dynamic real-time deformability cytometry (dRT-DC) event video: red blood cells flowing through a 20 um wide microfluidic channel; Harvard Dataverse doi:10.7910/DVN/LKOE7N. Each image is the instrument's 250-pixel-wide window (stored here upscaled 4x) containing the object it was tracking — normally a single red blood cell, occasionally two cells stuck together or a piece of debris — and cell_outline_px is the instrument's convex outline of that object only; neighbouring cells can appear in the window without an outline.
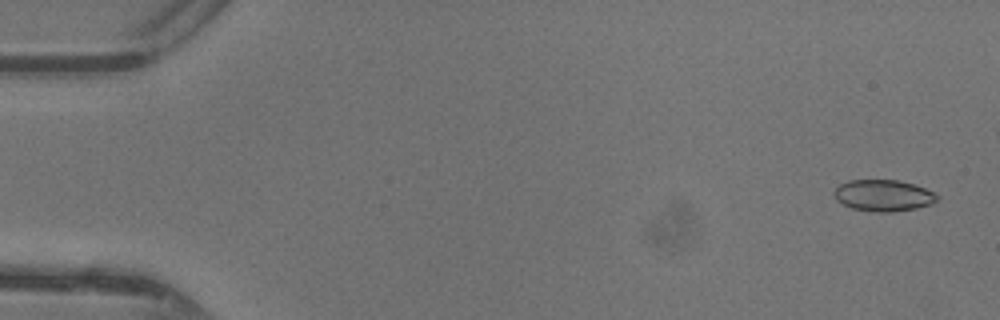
{"species": "common noctule bat (a hibernating species)", "species_latin": "Nyctalus noctula", "temperature_condition": "warm", "stored_images_in_passage": 44, "camera_frame_rate_fps": 3000, "um_per_image_px": 0.085, "animal": {"sex": "female"}, "frame": {"image": 1, "passage_image": 2, "time_ms": 0.333, "image_size_px": [1000, 320], "cell_outline_px": [[940, 196], [932, 204], [916, 208], [892, 212], [876, 212], [852, 208], [836, 200], [832, 192], [840, 184], [848, 180], [900, 180], [924, 188]], "centroid_in_image_um": [75.07, 16.61], "position_along_channel_um": 9.9, "area_um2": 18.84}}
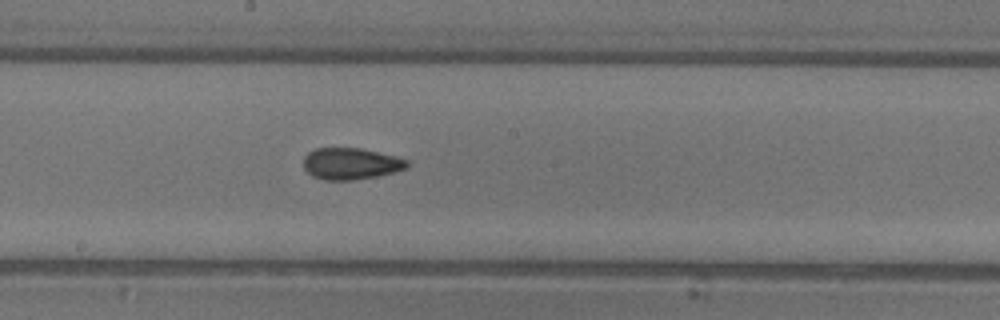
{"frame": {"image": 2, "passage_image": 26, "time_ms": 8.333, "image_size_px": [1000, 320], "cell_outline_px": [[408, 168], [376, 176], [352, 180], [324, 180], [312, 176], [304, 168], [304, 156], [308, 152], [316, 148], [360, 148], [396, 156], [408, 160]], "centroid_in_image_um": [29.81, 13.91], "position_along_channel_um": 218.4, "area_um2": 19.02}}
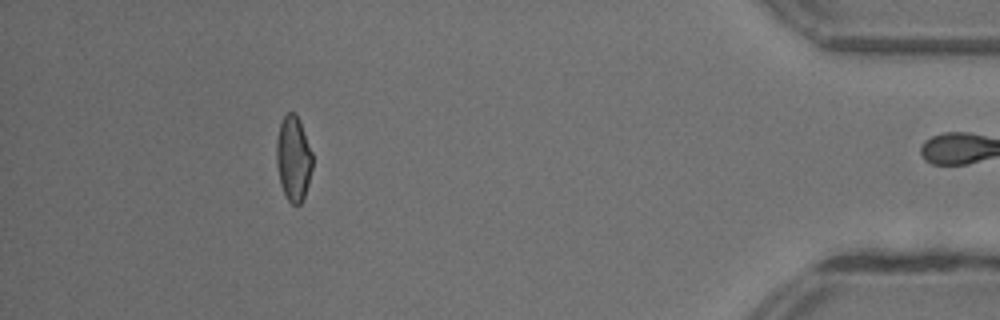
{"frame": {"image": 3, "passage_image": 43, "time_ms": 14.0, "image_size_px": [1000, 320], "cell_outline_px": [[312, 168], [308, 184], [304, 196], [300, 204], [292, 204], [288, 200], [280, 184], [276, 164], [276, 140], [280, 124], [284, 116], [288, 112], [292, 112], [300, 120], [312, 152]], "centroid_in_image_um": [24.93, 13.47], "position_along_channel_um": 410.3, "area_um2": 17.8}, "authors_computed_cell_mechanics": {"area_um2": 18.8428, "velocity_mm_per_s": 4.4103, "shape_relaxation_time_tau1_ms": 4.7403, "shape_relaxation_time_tau2_ms": 1.6628, "deformation_change_tau1": 0.176, "deformation_change_tau2": 0.0761}}